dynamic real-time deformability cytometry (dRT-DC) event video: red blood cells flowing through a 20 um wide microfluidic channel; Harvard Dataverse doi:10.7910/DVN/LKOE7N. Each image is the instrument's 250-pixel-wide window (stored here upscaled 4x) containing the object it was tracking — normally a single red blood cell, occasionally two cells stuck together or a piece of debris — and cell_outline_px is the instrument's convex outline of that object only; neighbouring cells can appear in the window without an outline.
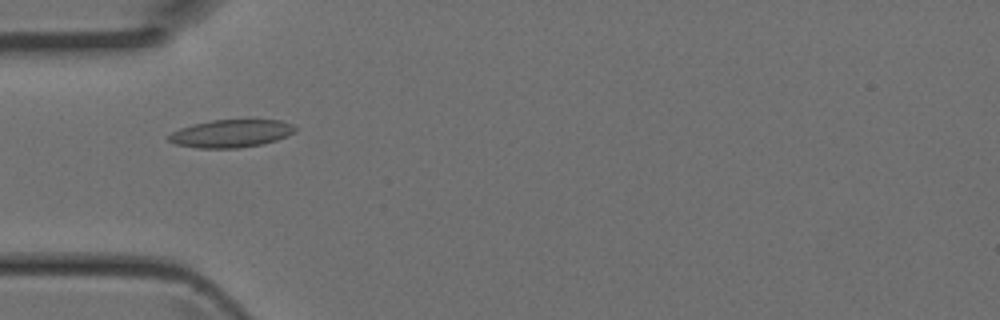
{"species": "Egyptian fruit bat (a non-hibernating species)", "species_latin": "Rousettus aegyptiacus", "temperature_condition": "room temperature", "stored_images_in_passage": 2, "camera_frame_rate_fps": 3000, "um_per_image_px": 0.085, "animal": {"sex": "female"}, "frame": {"image": 1, "passage_image": 2, "time_ms": 0.333, "image_size_px": [1000, 320], "cell_outline_px": [[296, 132], [288, 136], [276, 140], [260, 144], [240, 148], [200, 148], [176, 144], [168, 140], [168, 136], [172, 132], [180, 128], [192, 124], [212, 120], [280, 120], [292, 124], [296, 128]], "centroid_in_image_um": [19.66, 11.34], "position_along_channel_um": 65.3, "area_um2": 20.4}}